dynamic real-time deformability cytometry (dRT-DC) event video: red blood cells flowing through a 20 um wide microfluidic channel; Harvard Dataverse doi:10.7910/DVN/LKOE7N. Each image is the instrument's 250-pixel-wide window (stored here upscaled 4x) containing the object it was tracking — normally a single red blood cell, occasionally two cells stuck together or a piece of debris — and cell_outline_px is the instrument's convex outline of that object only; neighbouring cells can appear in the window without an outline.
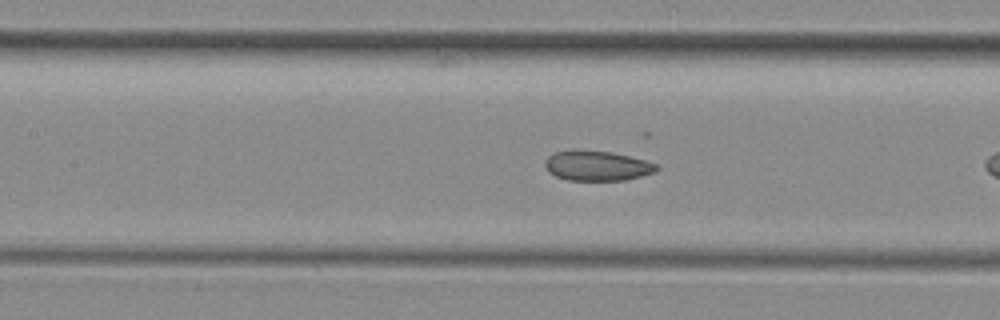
{"species": "common noctule bat (a hibernating species)", "species_latin": "Nyctalus noctula", "temperature_condition": "room temperature", "stored_images_in_passage": 25, "camera_frame_rate_fps": 3000, "um_per_image_px": 0.085, "animal": {"sex": "female", "body_mass_g": 29.2, "forearm_length_mm": 56.3}, "frame": {"image": 1, "passage_image": 8, "time_ms": 2.333, "image_size_px": [1000, 320], "cell_outline_px": [[660, 168], [656, 172], [624, 180], [568, 180], [556, 176], [548, 172], [544, 164], [544, 160], [552, 152], [572, 148], [608, 152], [628, 156], [644, 160], [656, 164]], "centroid_in_image_um": [50.68, 14.07], "position_along_channel_um": 156.7, "area_um2": 19.71}}
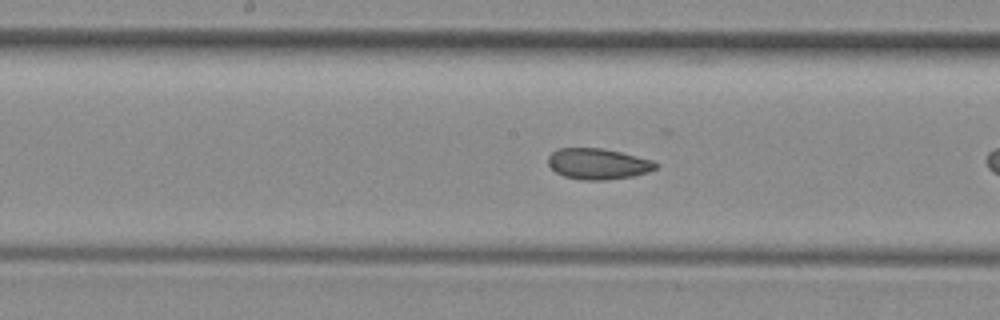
{"frame": {"image": 2, "passage_image": 11, "time_ms": 3.333, "image_size_px": [1000, 320], "cell_outline_px": [[660, 164], [656, 168], [648, 172], [636, 176], [608, 180], [580, 180], [564, 176], [556, 172], [548, 164], [548, 156], [556, 148], [604, 148], [652, 160]], "centroid_in_image_um": [50.84, 13.93], "position_along_channel_um": 197.4, "area_um2": 19.59}}